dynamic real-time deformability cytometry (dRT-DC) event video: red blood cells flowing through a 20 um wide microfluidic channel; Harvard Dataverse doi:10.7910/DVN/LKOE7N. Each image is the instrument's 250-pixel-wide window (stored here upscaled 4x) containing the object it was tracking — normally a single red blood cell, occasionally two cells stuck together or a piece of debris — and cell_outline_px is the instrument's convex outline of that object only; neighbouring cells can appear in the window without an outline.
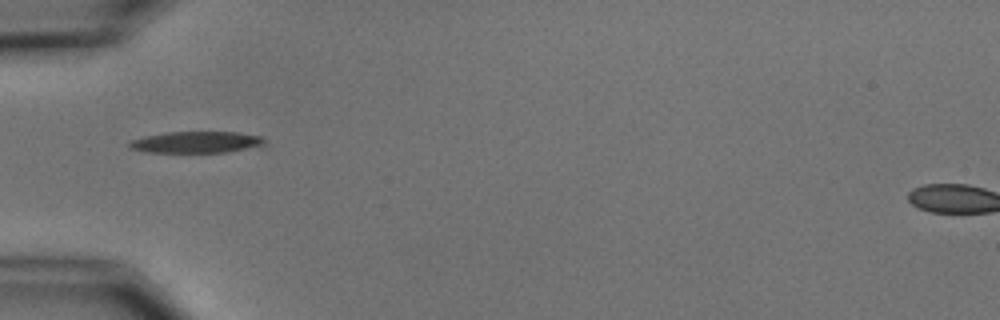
{"species": "common noctule bat (a hibernating species)", "species_latin": "Nyctalus noctula", "temperature_condition": "cold", "stored_images_in_passage": 2, "camera_frame_rate_fps": 3000, "um_per_image_px": 0.085, "animal": {"sex": "male", "body_mass_g": 15.6}, "frame": {"image": 1, "passage_image": 1, "time_ms": 0.0, "image_size_px": [1000, 320], "cell_outline_px": [[268, 144], [228, 152], [144, 152], [128, 148], [128, 140], [144, 136], [168, 132], [236, 132], [260, 136]], "centroid_in_image_um": [16.63, 12.08], "position_along_channel_um": 68.4, "area_um2": 16.99}}